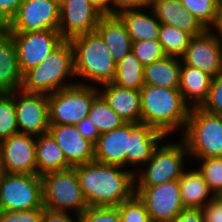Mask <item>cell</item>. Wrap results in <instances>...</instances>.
<instances>
[{"label": "cell", "mask_w": 222, "mask_h": 222, "mask_svg": "<svg viewBox=\"0 0 222 222\" xmlns=\"http://www.w3.org/2000/svg\"><path fill=\"white\" fill-rule=\"evenodd\" d=\"M22 84L15 42L8 31L0 32V93L20 90Z\"/></svg>", "instance_id": "22"}, {"label": "cell", "mask_w": 222, "mask_h": 222, "mask_svg": "<svg viewBox=\"0 0 222 222\" xmlns=\"http://www.w3.org/2000/svg\"><path fill=\"white\" fill-rule=\"evenodd\" d=\"M182 61L179 57L165 58L144 66V83L163 88L179 89Z\"/></svg>", "instance_id": "28"}, {"label": "cell", "mask_w": 222, "mask_h": 222, "mask_svg": "<svg viewBox=\"0 0 222 222\" xmlns=\"http://www.w3.org/2000/svg\"><path fill=\"white\" fill-rule=\"evenodd\" d=\"M203 222H222V195L215 196L201 208Z\"/></svg>", "instance_id": "40"}, {"label": "cell", "mask_w": 222, "mask_h": 222, "mask_svg": "<svg viewBox=\"0 0 222 222\" xmlns=\"http://www.w3.org/2000/svg\"><path fill=\"white\" fill-rule=\"evenodd\" d=\"M60 6L53 0H24L10 20L8 32L58 30Z\"/></svg>", "instance_id": "12"}, {"label": "cell", "mask_w": 222, "mask_h": 222, "mask_svg": "<svg viewBox=\"0 0 222 222\" xmlns=\"http://www.w3.org/2000/svg\"><path fill=\"white\" fill-rule=\"evenodd\" d=\"M192 159L200 162L198 170L214 194L222 195V157Z\"/></svg>", "instance_id": "34"}, {"label": "cell", "mask_w": 222, "mask_h": 222, "mask_svg": "<svg viewBox=\"0 0 222 222\" xmlns=\"http://www.w3.org/2000/svg\"><path fill=\"white\" fill-rule=\"evenodd\" d=\"M2 211H23L43 207L41 176L37 174H0Z\"/></svg>", "instance_id": "9"}, {"label": "cell", "mask_w": 222, "mask_h": 222, "mask_svg": "<svg viewBox=\"0 0 222 222\" xmlns=\"http://www.w3.org/2000/svg\"><path fill=\"white\" fill-rule=\"evenodd\" d=\"M68 211H53L44 208L41 222H78V214H74L72 217Z\"/></svg>", "instance_id": "43"}, {"label": "cell", "mask_w": 222, "mask_h": 222, "mask_svg": "<svg viewBox=\"0 0 222 222\" xmlns=\"http://www.w3.org/2000/svg\"><path fill=\"white\" fill-rule=\"evenodd\" d=\"M140 102L141 123L161 131L166 137L181 127L184 131L191 107L179 89L145 84L140 90Z\"/></svg>", "instance_id": "2"}, {"label": "cell", "mask_w": 222, "mask_h": 222, "mask_svg": "<svg viewBox=\"0 0 222 222\" xmlns=\"http://www.w3.org/2000/svg\"><path fill=\"white\" fill-rule=\"evenodd\" d=\"M213 76L198 68L181 64L179 90L191 107H201L208 99Z\"/></svg>", "instance_id": "24"}, {"label": "cell", "mask_w": 222, "mask_h": 222, "mask_svg": "<svg viewBox=\"0 0 222 222\" xmlns=\"http://www.w3.org/2000/svg\"><path fill=\"white\" fill-rule=\"evenodd\" d=\"M179 188L184 208H202L216 196L198 169H185Z\"/></svg>", "instance_id": "26"}, {"label": "cell", "mask_w": 222, "mask_h": 222, "mask_svg": "<svg viewBox=\"0 0 222 222\" xmlns=\"http://www.w3.org/2000/svg\"><path fill=\"white\" fill-rule=\"evenodd\" d=\"M88 2L102 15L111 16L110 0H88Z\"/></svg>", "instance_id": "46"}, {"label": "cell", "mask_w": 222, "mask_h": 222, "mask_svg": "<svg viewBox=\"0 0 222 222\" xmlns=\"http://www.w3.org/2000/svg\"><path fill=\"white\" fill-rule=\"evenodd\" d=\"M148 9V14L145 8L125 10L117 14L125 24L132 41L158 40L161 22L153 10L150 7Z\"/></svg>", "instance_id": "25"}, {"label": "cell", "mask_w": 222, "mask_h": 222, "mask_svg": "<svg viewBox=\"0 0 222 222\" xmlns=\"http://www.w3.org/2000/svg\"><path fill=\"white\" fill-rule=\"evenodd\" d=\"M131 50L144 66L167 56L158 40L132 41Z\"/></svg>", "instance_id": "35"}, {"label": "cell", "mask_w": 222, "mask_h": 222, "mask_svg": "<svg viewBox=\"0 0 222 222\" xmlns=\"http://www.w3.org/2000/svg\"><path fill=\"white\" fill-rule=\"evenodd\" d=\"M112 83L128 89L138 90L145 85L144 65L132 50L116 64V74Z\"/></svg>", "instance_id": "29"}, {"label": "cell", "mask_w": 222, "mask_h": 222, "mask_svg": "<svg viewBox=\"0 0 222 222\" xmlns=\"http://www.w3.org/2000/svg\"><path fill=\"white\" fill-rule=\"evenodd\" d=\"M15 109L19 133L37 137L49 132L48 95L16 90Z\"/></svg>", "instance_id": "14"}, {"label": "cell", "mask_w": 222, "mask_h": 222, "mask_svg": "<svg viewBox=\"0 0 222 222\" xmlns=\"http://www.w3.org/2000/svg\"><path fill=\"white\" fill-rule=\"evenodd\" d=\"M10 20L0 11V32L8 30Z\"/></svg>", "instance_id": "48"}, {"label": "cell", "mask_w": 222, "mask_h": 222, "mask_svg": "<svg viewBox=\"0 0 222 222\" xmlns=\"http://www.w3.org/2000/svg\"><path fill=\"white\" fill-rule=\"evenodd\" d=\"M135 194L145 204L151 222H172L184 209L179 180L149 187H135Z\"/></svg>", "instance_id": "10"}, {"label": "cell", "mask_w": 222, "mask_h": 222, "mask_svg": "<svg viewBox=\"0 0 222 222\" xmlns=\"http://www.w3.org/2000/svg\"><path fill=\"white\" fill-rule=\"evenodd\" d=\"M209 30L212 31V33L215 36H217L222 42V3H219L218 11H217L216 18H215V22L209 28Z\"/></svg>", "instance_id": "47"}, {"label": "cell", "mask_w": 222, "mask_h": 222, "mask_svg": "<svg viewBox=\"0 0 222 222\" xmlns=\"http://www.w3.org/2000/svg\"><path fill=\"white\" fill-rule=\"evenodd\" d=\"M99 93L125 123H141L140 91L123 88L112 82L102 84Z\"/></svg>", "instance_id": "21"}, {"label": "cell", "mask_w": 222, "mask_h": 222, "mask_svg": "<svg viewBox=\"0 0 222 222\" xmlns=\"http://www.w3.org/2000/svg\"><path fill=\"white\" fill-rule=\"evenodd\" d=\"M76 128L80 132L81 136L93 143H97L98 137L101 135L97 127L94 125L92 117L87 116L77 123Z\"/></svg>", "instance_id": "42"}, {"label": "cell", "mask_w": 222, "mask_h": 222, "mask_svg": "<svg viewBox=\"0 0 222 222\" xmlns=\"http://www.w3.org/2000/svg\"><path fill=\"white\" fill-rule=\"evenodd\" d=\"M89 116L92 117L93 123L100 134L110 132L125 123L100 93L94 98Z\"/></svg>", "instance_id": "30"}, {"label": "cell", "mask_w": 222, "mask_h": 222, "mask_svg": "<svg viewBox=\"0 0 222 222\" xmlns=\"http://www.w3.org/2000/svg\"><path fill=\"white\" fill-rule=\"evenodd\" d=\"M180 2L206 29L214 24L219 6L217 0H180Z\"/></svg>", "instance_id": "33"}, {"label": "cell", "mask_w": 222, "mask_h": 222, "mask_svg": "<svg viewBox=\"0 0 222 222\" xmlns=\"http://www.w3.org/2000/svg\"><path fill=\"white\" fill-rule=\"evenodd\" d=\"M111 16L125 10L144 9L151 6L153 0H110Z\"/></svg>", "instance_id": "41"}, {"label": "cell", "mask_w": 222, "mask_h": 222, "mask_svg": "<svg viewBox=\"0 0 222 222\" xmlns=\"http://www.w3.org/2000/svg\"><path fill=\"white\" fill-rule=\"evenodd\" d=\"M73 168L88 206L116 207L135 195L132 170L95 160Z\"/></svg>", "instance_id": "1"}, {"label": "cell", "mask_w": 222, "mask_h": 222, "mask_svg": "<svg viewBox=\"0 0 222 222\" xmlns=\"http://www.w3.org/2000/svg\"><path fill=\"white\" fill-rule=\"evenodd\" d=\"M130 136L131 123H124L110 132L102 133L94 145L95 161L126 167Z\"/></svg>", "instance_id": "19"}, {"label": "cell", "mask_w": 222, "mask_h": 222, "mask_svg": "<svg viewBox=\"0 0 222 222\" xmlns=\"http://www.w3.org/2000/svg\"><path fill=\"white\" fill-rule=\"evenodd\" d=\"M180 59L184 65L198 68L213 77L222 75V42L206 29L190 39Z\"/></svg>", "instance_id": "15"}, {"label": "cell", "mask_w": 222, "mask_h": 222, "mask_svg": "<svg viewBox=\"0 0 222 222\" xmlns=\"http://www.w3.org/2000/svg\"><path fill=\"white\" fill-rule=\"evenodd\" d=\"M116 207L118 208L121 222H151L145 204L136 194Z\"/></svg>", "instance_id": "36"}, {"label": "cell", "mask_w": 222, "mask_h": 222, "mask_svg": "<svg viewBox=\"0 0 222 222\" xmlns=\"http://www.w3.org/2000/svg\"><path fill=\"white\" fill-rule=\"evenodd\" d=\"M78 222H121L117 207L88 206L78 215Z\"/></svg>", "instance_id": "37"}, {"label": "cell", "mask_w": 222, "mask_h": 222, "mask_svg": "<svg viewBox=\"0 0 222 222\" xmlns=\"http://www.w3.org/2000/svg\"><path fill=\"white\" fill-rule=\"evenodd\" d=\"M102 15L88 0H65L60 6L58 31L65 40L96 31Z\"/></svg>", "instance_id": "16"}, {"label": "cell", "mask_w": 222, "mask_h": 222, "mask_svg": "<svg viewBox=\"0 0 222 222\" xmlns=\"http://www.w3.org/2000/svg\"><path fill=\"white\" fill-rule=\"evenodd\" d=\"M9 33L15 42L18 63L23 75L43 62L65 41L58 30Z\"/></svg>", "instance_id": "11"}, {"label": "cell", "mask_w": 222, "mask_h": 222, "mask_svg": "<svg viewBox=\"0 0 222 222\" xmlns=\"http://www.w3.org/2000/svg\"><path fill=\"white\" fill-rule=\"evenodd\" d=\"M192 36L171 25L161 23L158 41L167 56L181 57L188 47Z\"/></svg>", "instance_id": "31"}, {"label": "cell", "mask_w": 222, "mask_h": 222, "mask_svg": "<svg viewBox=\"0 0 222 222\" xmlns=\"http://www.w3.org/2000/svg\"><path fill=\"white\" fill-rule=\"evenodd\" d=\"M98 94V86L79 83L49 94V125H76L89 115Z\"/></svg>", "instance_id": "7"}, {"label": "cell", "mask_w": 222, "mask_h": 222, "mask_svg": "<svg viewBox=\"0 0 222 222\" xmlns=\"http://www.w3.org/2000/svg\"><path fill=\"white\" fill-rule=\"evenodd\" d=\"M36 167L37 175L61 171L71 168L63 151L54 137L48 132L36 137Z\"/></svg>", "instance_id": "27"}, {"label": "cell", "mask_w": 222, "mask_h": 222, "mask_svg": "<svg viewBox=\"0 0 222 222\" xmlns=\"http://www.w3.org/2000/svg\"><path fill=\"white\" fill-rule=\"evenodd\" d=\"M36 137L16 133L0 141V168L4 173L37 174Z\"/></svg>", "instance_id": "13"}, {"label": "cell", "mask_w": 222, "mask_h": 222, "mask_svg": "<svg viewBox=\"0 0 222 222\" xmlns=\"http://www.w3.org/2000/svg\"><path fill=\"white\" fill-rule=\"evenodd\" d=\"M181 139L190 158L222 157V117L191 108Z\"/></svg>", "instance_id": "5"}, {"label": "cell", "mask_w": 222, "mask_h": 222, "mask_svg": "<svg viewBox=\"0 0 222 222\" xmlns=\"http://www.w3.org/2000/svg\"><path fill=\"white\" fill-rule=\"evenodd\" d=\"M172 222H203L201 208H184Z\"/></svg>", "instance_id": "44"}, {"label": "cell", "mask_w": 222, "mask_h": 222, "mask_svg": "<svg viewBox=\"0 0 222 222\" xmlns=\"http://www.w3.org/2000/svg\"><path fill=\"white\" fill-rule=\"evenodd\" d=\"M18 132L15 91L0 93V141Z\"/></svg>", "instance_id": "32"}, {"label": "cell", "mask_w": 222, "mask_h": 222, "mask_svg": "<svg viewBox=\"0 0 222 222\" xmlns=\"http://www.w3.org/2000/svg\"><path fill=\"white\" fill-rule=\"evenodd\" d=\"M24 0H0V11L11 20Z\"/></svg>", "instance_id": "45"}, {"label": "cell", "mask_w": 222, "mask_h": 222, "mask_svg": "<svg viewBox=\"0 0 222 222\" xmlns=\"http://www.w3.org/2000/svg\"><path fill=\"white\" fill-rule=\"evenodd\" d=\"M166 137L161 131L145 123H131L129 152L126 154V166H133L134 174L151 159L155 148Z\"/></svg>", "instance_id": "18"}, {"label": "cell", "mask_w": 222, "mask_h": 222, "mask_svg": "<svg viewBox=\"0 0 222 222\" xmlns=\"http://www.w3.org/2000/svg\"><path fill=\"white\" fill-rule=\"evenodd\" d=\"M150 8L162 24L176 27L192 37L206 30L201 22L185 9L180 0H153Z\"/></svg>", "instance_id": "20"}, {"label": "cell", "mask_w": 222, "mask_h": 222, "mask_svg": "<svg viewBox=\"0 0 222 222\" xmlns=\"http://www.w3.org/2000/svg\"><path fill=\"white\" fill-rule=\"evenodd\" d=\"M54 2H56L59 6H61L65 0H53Z\"/></svg>", "instance_id": "49"}, {"label": "cell", "mask_w": 222, "mask_h": 222, "mask_svg": "<svg viewBox=\"0 0 222 222\" xmlns=\"http://www.w3.org/2000/svg\"><path fill=\"white\" fill-rule=\"evenodd\" d=\"M41 180L45 208L79 215L88 207L73 167L43 174Z\"/></svg>", "instance_id": "8"}, {"label": "cell", "mask_w": 222, "mask_h": 222, "mask_svg": "<svg viewBox=\"0 0 222 222\" xmlns=\"http://www.w3.org/2000/svg\"><path fill=\"white\" fill-rule=\"evenodd\" d=\"M113 61L120 62L132 48V40L122 20L117 16H102L96 27Z\"/></svg>", "instance_id": "23"}, {"label": "cell", "mask_w": 222, "mask_h": 222, "mask_svg": "<svg viewBox=\"0 0 222 222\" xmlns=\"http://www.w3.org/2000/svg\"><path fill=\"white\" fill-rule=\"evenodd\" d=\"M201 108L222 117V75L213 77L208 99Z\"/></svg>", "instance_id": "38"}, {"label": "cell", "mask_w": 222, "mask_h": 222, "mask_svg": "<svg viewBox=\"0 0 222 222\" xmlns=\"http://www.w3.org/2000/svg\"><path fill=\"white\" fill-rule=\"evenodd\" d=\"M44 206L23 211H2L0 222H41Z\"/></svg>", "instance_id": "39"}, {"label": "cell", "mask_w": 222, "mask_h": 222, "mask_svg": "<svg viewBox=\"0 0 222 222\" xmlns=\"http://www.w3.org/2000/svg\"><path fill=\"white\" fill-rule=\"evenodd\" d=\"M69 41L74 50L76 78L81 77L86 82H90L77 81V83L101 86L113 81L116 74V63L97 31L75 36Z\"/></svg>", "instance_id": "3"}, {"label": "cell", "mask_w": 222, "mask_h": 222, "mask_svg": "<svg viewBox=\"0 0 222 222\" xmlns=\"http://www.w3.org/2000/svg\"><path fill=\"white\" fill-rule=\"evenodd\" d=\"M181 142V143H180ZM162 143L155 148L151 159L135 173V187L155 186L179 180L184 172L185 159L189 158L184 141Z\"/></svg>", "instance_id": "6"}, {"label": "cell", "mask_w": 222, "mask_h": 222, "mask_svg": "<svg viewBox=\"0 0 222 222\" xmlns=\"http://www.w3.org/2000/svg\"><path fill=\"white\" fill-rule=\"evenodd\" d=\"M75 76L74 50L71 42L65 40L46 59L23 75L22 90L29 93L52 94L76 82H70ZM67 81V82H66Z\"/></svg>", "instance_id": "4"}, {"label": "cell", "mask_w": 222, "mask_h": 222, "mask_svg": "<svg viewBox=\"0 0 222 222\" xmlns=\"http://www.w3.org/2000/svg\"><path fill=\"white\" fill-rule=\"evenodd\" d=\"M49 133L72 167L95 160L94 144L82 137L75 125H49Z\"/></svg>", "instance_id": "17"}]
</instances>
